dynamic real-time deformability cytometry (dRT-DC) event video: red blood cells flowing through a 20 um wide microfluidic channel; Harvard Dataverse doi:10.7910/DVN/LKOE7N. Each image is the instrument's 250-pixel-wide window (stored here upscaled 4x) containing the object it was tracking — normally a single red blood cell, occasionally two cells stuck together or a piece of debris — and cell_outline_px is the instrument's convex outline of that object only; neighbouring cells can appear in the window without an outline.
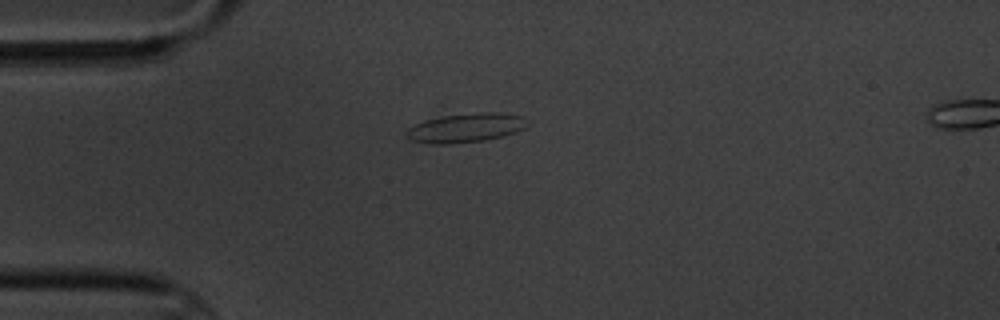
{"species": "common noctule bat (a hibernating species)", "species_latin": "Nyctalus noctula", "temperature_condition": "cold", "stored_images_in_passage": 12, "camera_frame_rate_fps": 3000, "um_per_image_px": 0.085, "animal": {"sex": "male", "body_mass_g": 20.1, "forearm_length_mm": 53.5}, "frame": {"image": 1, "passage_image": 1, "time_ms": 0.0, "image_size_px": [1000, 320], "cell_outline_px": [[532, 124], [516, 132], [504, 136], [484, 140], [448, 144], [428, 144], [408, 140], [404, 132], [408, 128], [424, 120], [444, 116], [480, 112], [500, 112], [524, 116]], "centroid_in_image_um": [39.62, 10.87], "position_along_channel_um": 45.4, "area_um2": 20.87}}
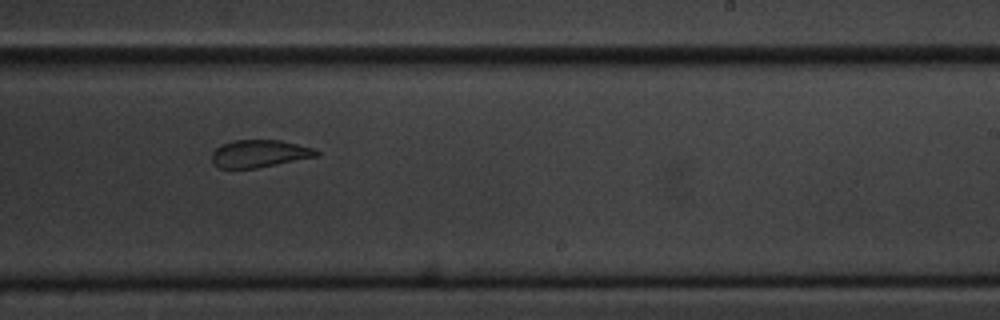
{"frame": {"image": 2, "passage_image": 7, "time_ms": 7.0, "image_size_px": [1000, 320], "cell_outline_px": [[320, 156], [256, 168], [220, 168], [212, 164], [212, 152], [220, 144], [232, 140], [280, 140], [312, 148], [320, 152]], "centroid_in_image_um": [22.03, 13.06], "position_along_channel_um": 267.0, "area_um2": 16.82}}
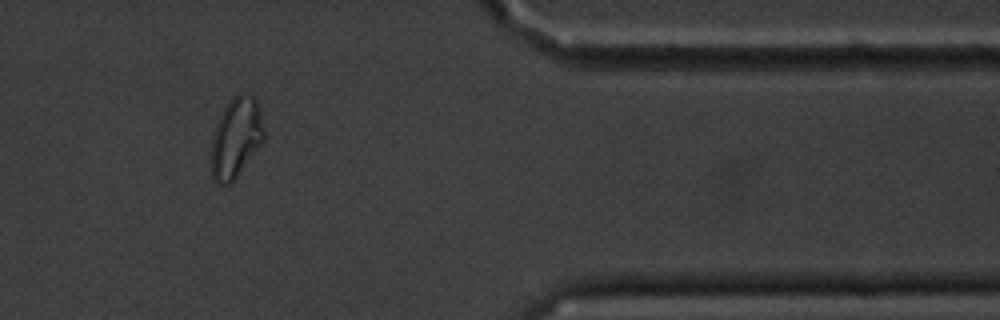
{"frame": {"image": 3, "passage_image": 10, "time_ms": 11.333, "image_size_px": [1000, 320], "cell_outline_px": [[264, 140], [236, 176], [228, 184], [220, 184], [212, 180], [212, 140], [216, 124], [224, 108], [232, 96], [240, 92], [252, 96], [256, 100], [264, 132]], "centroid_in_image_um": [20.04, 11.68], "position_along_channel_um": 391.4, "area_um2": 23.99}, "authors_computed_cell_mechanics": {"area_um2": 18.4093, "velocity_mm_per_s": 3.4064, "shape_relaxation_time_tau1_ms": 9.1225, "shape_relaxation_time_tau2_ms": 1.928, "deformation_change_tau1": 0.1775, "deformation_change_tau2": 0.0764}}